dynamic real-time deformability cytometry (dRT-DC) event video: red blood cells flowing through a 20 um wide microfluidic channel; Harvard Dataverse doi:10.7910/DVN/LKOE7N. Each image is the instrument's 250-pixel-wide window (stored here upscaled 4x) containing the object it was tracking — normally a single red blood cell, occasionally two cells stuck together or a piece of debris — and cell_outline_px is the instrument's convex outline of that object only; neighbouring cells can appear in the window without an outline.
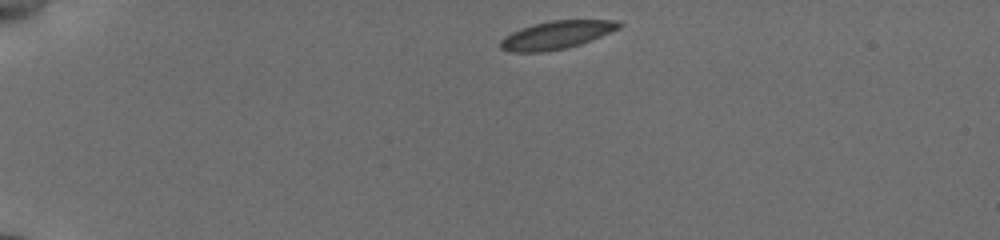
{"species": "common noctule bat (a hibernating species)", "species_latin": "Nyctalus noctula", "temperature_condition": "cold", "stored_images_in_passage": 43, "camera_frame_rate_fps": 3000, "um_per_image_px": 0.085, "animal": {"sex": "female", "body_mass_g": 19.5, "forearm_length_mm": 54.1}, "frame": {"image": 1, "passage_image": 1, "time_ms": 0.0, "image_size_px": [1000, 240], "cell_outline_px": [[624, 24], [620, 28], [580, 44], [564, 48], [544, 52], [512, 52], [500, 48], [500, 40], [504, 36], [512, 32], [536, 24], [552, 20], [616, 20]], "centroid_in_image_um": [47.31, 2.97], "position_along_channel_um": 37.7, "area_um2": 19.07}}
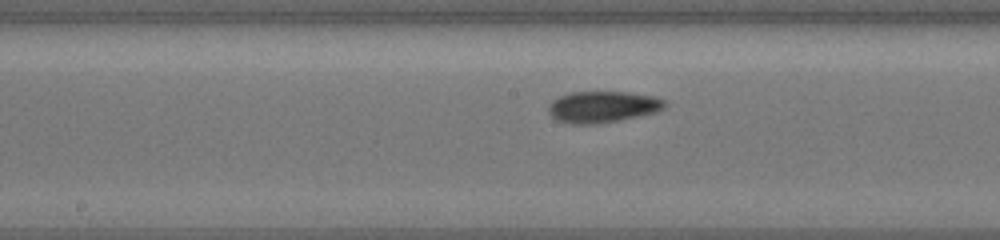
{"frame": {"image": 2, "passage_image": 19, "time_ms": 6.0, "image_size_px": [1000, 240], "cell_outline_px": [[664, 108], [656, 112], [596, 124], [572, 124], [556, 120], [548, 112], [548, 108], [552, 100], [560, 96], [572, 92], [628, 92], [656, 96], [664, 100]], "centroid_in_image_um": [51.2, 9.07], "position_along_channel_um": 197.0, "area_um2": 21.1}}
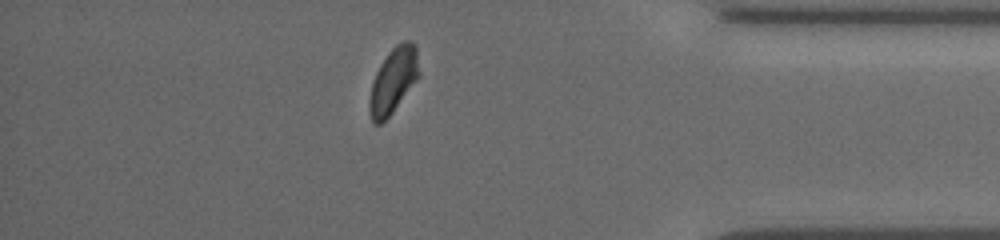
{"frame": {"image": 3, "passage_image": 37, "time_ms": 12.0, "image_size_px": [1000, 240], "cell_outline_px": [[420, 76], [392, 112], [380, 124], [372, 124], [368, 108], [368, 104], [372, 84], [376, 72], [380, 64], [388, 52], [396, 44], [404, 40], [412, 40], [416, 44], [420, 72]], "centroid_in_image_um": [33.44, 6.81], "position_along_channel_um": 401.8, "area_um2": 19.07}, "authors_computed_cell_mechanics": {"area_um2": 19.652, "velocity_mm_per_s": 3.7847, "shape_relaxation_time_tau1_ms": 2.1988, "shape_relaxation_time_tau2_ms": 2.2612, "deformation_change_tau1": 0.0771, "deformation_change_tau2": 0.0561}}